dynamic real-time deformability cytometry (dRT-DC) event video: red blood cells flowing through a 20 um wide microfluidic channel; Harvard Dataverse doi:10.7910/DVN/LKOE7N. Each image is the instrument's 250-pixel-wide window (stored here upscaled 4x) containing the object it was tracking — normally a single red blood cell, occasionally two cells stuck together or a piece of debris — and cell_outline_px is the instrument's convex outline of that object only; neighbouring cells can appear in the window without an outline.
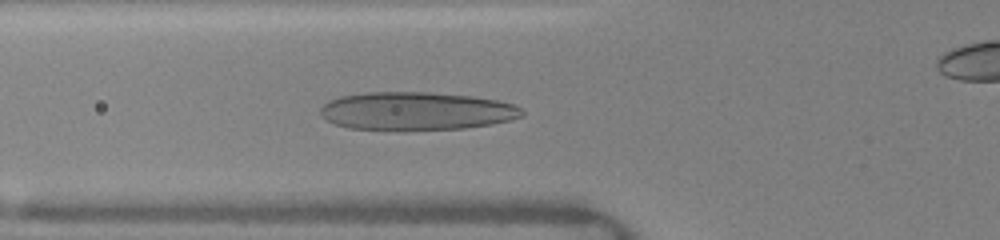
{"species": "human", "species_latin": "Homo sapiens", "temperature_condition": "warm", "stored_images_in_passage": 44, "camera_frame_rate_fps": 3000, "um_per_image_px": 0.085, "donor": {"sex": "female"}, "frame": {"image": 1, "passage_image": 5, "time_ms": 0.667, "image_size_px": [1000, 240], "cell_outline_px": [[524, 116], [512, 120], [492, 124], [464, 128], [404, 132], [348, 128], [336, 124], [328, 120], [320, 112], [320, 108], [328, 100], [340, 96], [368, 92], [428, 92], [476, 96], [496, 100], [512, 104], [520, 108], [524, 112]], "centroid_in_image_um": [35.4, 9.46], "position_along_channel_um": 90.4, "area_um2": 45.72}}
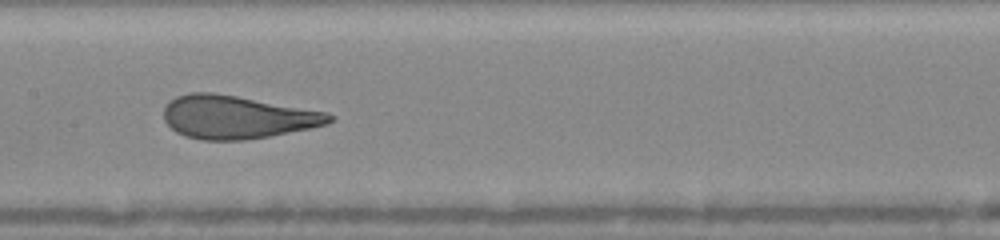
{"frame": {"image": 2, "passage_image": 19, "time_ms": 3.0, "image_size_px": [1000, 240], "cell_outline_px": [[336, 120], [328, 124], [268, 136], [244, 140], [200, 140], [184, 136], [176, 132], [164, 120], [164, 108], [176, 96], [188, 92], [212, 92], [236, 96], [328, 112]], "centroid_in_image_um": [20.13, 9.95], "position_along_channel_um": 187.3, "area_um2": 41.38}}
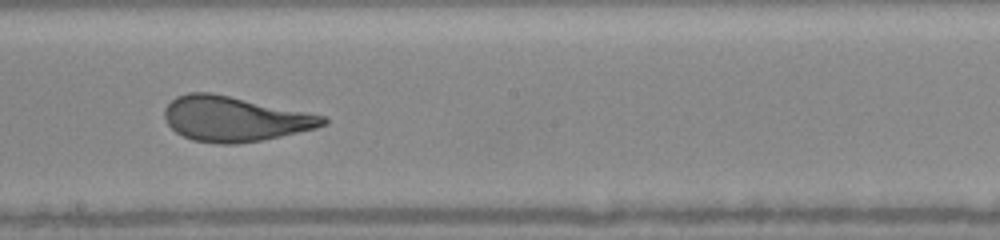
{"frame": {"image": 3, "passage_image": 24, "time_ms": 4.0, "image_size_px": [1000, 240], "cell_outline_px": [[328, 124], [316, 128], [280, 136], [260, 140], [236, 144], [220, 144], [192, 140], [176, 132], [168, 124], [164, 116], [164, 108], [176, 96], [188, 92], [212, 92], [324, 116], [328, 120]], "centroid_in_image_um": [19.91, 10.1], "position_along_channel_um": 228.3, "area_um2": 41.27}}